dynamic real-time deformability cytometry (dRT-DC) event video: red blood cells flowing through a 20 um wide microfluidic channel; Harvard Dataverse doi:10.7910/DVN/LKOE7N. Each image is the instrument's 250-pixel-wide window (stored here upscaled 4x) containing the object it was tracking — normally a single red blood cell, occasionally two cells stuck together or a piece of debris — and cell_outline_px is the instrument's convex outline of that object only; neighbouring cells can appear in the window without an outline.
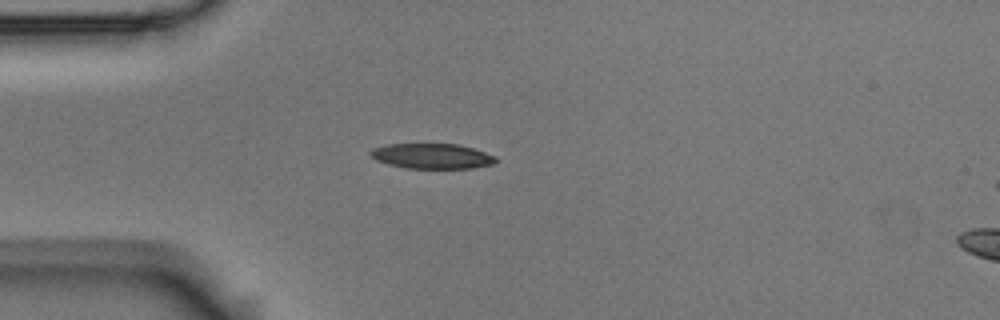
{"species": "Egyptian fruit bat (a non-hibernating species)", "species_latin": "Rousettus aegyptiacus", "temperature_condition": "room temperature", "stored_images_in_passage": 3, "camera_frame_rate_fps": 3000, "um_per_image_px": 0.085, "animal": {"sex": "male"}, "frame": {"image": 1, "passage_image": 3, "time_ms": 0.667, "image_size_px": [1000, 320], "cell_outline_px": [[496, 160], [492, 164], [472, 168], [404, 168], [388, 164], [376, 160], [368, 152], [372, 148], [388, 144], [456, 144], [472, 148], [496, 156]], "centroid_in_image_um": [36.68, 13.27], "position_along_channel_um": 48.3, "area_um2": 18.26}}